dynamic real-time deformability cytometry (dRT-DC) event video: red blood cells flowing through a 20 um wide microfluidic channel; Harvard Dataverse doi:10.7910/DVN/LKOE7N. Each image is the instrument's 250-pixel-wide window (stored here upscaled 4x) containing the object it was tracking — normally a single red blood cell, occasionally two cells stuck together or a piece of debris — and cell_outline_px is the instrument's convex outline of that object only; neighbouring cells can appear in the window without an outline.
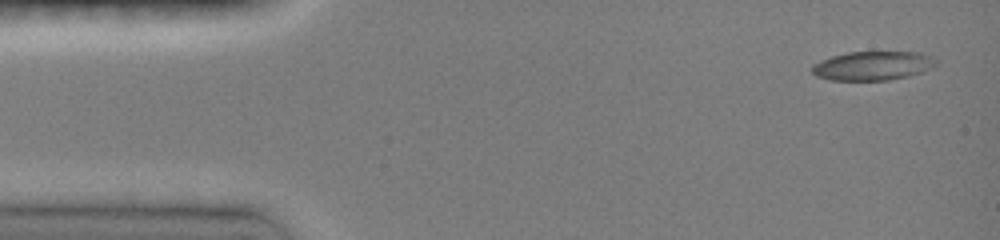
{"species": "common noctule bat (a hibernating species)", "species_latin": "Nyctalus noctula", "temperature_condition": "room temperature", "stored_images_in_passage": 43, "camera_frame_rate_fps": 3000, "um_per_image_px": 0.085, "animal": {"sex": "female", "body_mass_g": 19.0, "forearm_length_mm": 51.5}, "frame": {"image": 1, "passage_image": 1, "time_ms": 0.0, "image_size_px": [1000, 240], "cell_outline_px": [[940, 64], [924, 72], [908, 76], [888, 80], [832, 80], [816, 76], [812, 72], [812, 64], [820, 60], [832, 56], [848, 52], [920, 52], [940, 60]], "centroid_in_image_um": [74.24, 5.58], "position_along_channel_um": 10.8, "area_um2": 21.21}}
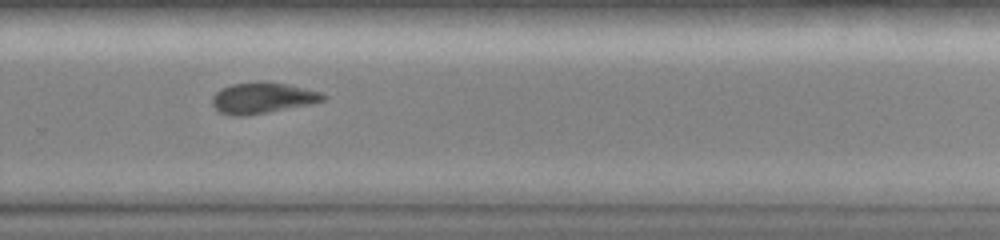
{"frame": {"image": 2, "passage_image": 27, "time_ms": 10.0, "image_size_px": [1000, 240], "cell_outline_px": [[328, 96], [324, 100], [312, 104], [268, 112], [244, 116], [232, 116], [220, 112], [212, 104], [212, 96], [220, 88], [232, 84], [256, 80], [264, 80], [304, 88], [320, 92]], "centroid_in_image_um": [22.29, 8.31], "position_along_channel_um": 307.5, "area_um2": 20.23}}
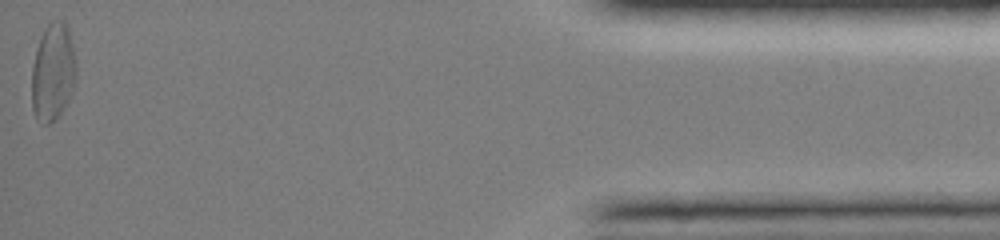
{"frame": {"image": 3, "passage_image": 43, "time_ms": 15.0, "image_size_px": [1000, 240], "cell_outline_px": [[76, 72], [72, 88], [64, 108], [48, 124], [44, 124], [36, 120], [32, 108], [32, 64], [40, 40], [48, 24], [52, 20], [64, 20], [68, 24], [76, 60]], "centroid_in_image_um": [4.5, 6.1], "position_along_channel_um": 430.7, "area_um2": 25.03}}